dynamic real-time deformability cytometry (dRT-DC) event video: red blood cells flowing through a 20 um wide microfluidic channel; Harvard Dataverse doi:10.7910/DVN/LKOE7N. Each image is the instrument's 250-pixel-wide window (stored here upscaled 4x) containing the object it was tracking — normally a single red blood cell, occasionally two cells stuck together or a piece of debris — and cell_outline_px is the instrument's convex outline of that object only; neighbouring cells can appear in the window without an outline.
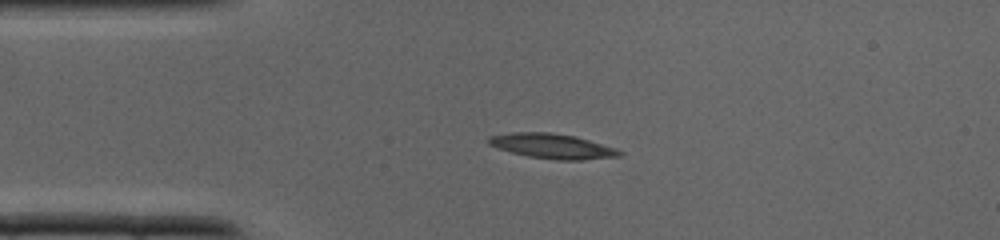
{"species": "common noctule bat (a hibernating species)", "species_latin": "Nyctalus noctula", "temperature_condition": "cold", "stored_images_in_passage": 30, "camera_frame_rate_fps": 3000, "um_per_image_px": 0.085, "animal": {"sex": "male", "body_mass_g": 19.0, "forearm_length_mm": 50.8}, "frame": {"image": 1, "passage_image": 1, "time_ms": 0.0, "image_size_px": [1000, 240], "cell_outline_px": [[624, 156], [584, 160], [556, 160], [528, 156], [496, 148], [488, 144], [488, 136], [512, 132], [548, 132], [576, 136], [616, 148], [624, 152]], "centroid_in_image_um": [46.98, 12.42], "position_along_channel_um": 38.0, "area_um2": 19.19}}
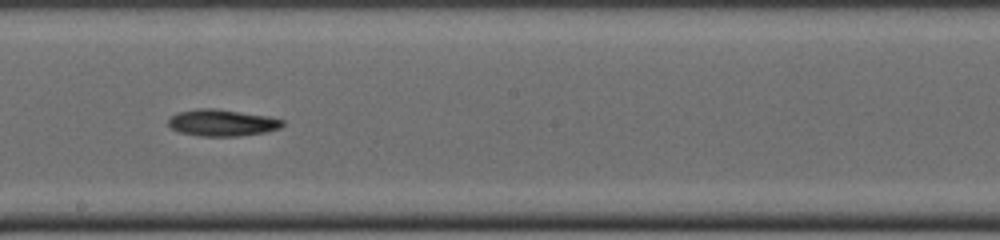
{"frame": {"image": 2, "passage_image": 13, "time_ms": 4.0, "image_size_px": [1000, 240], "cell_outline_px": [[284, 124], [280, 128], [264, 132], [240, 136], [200, 136], [180, 132], [172, 128], [168, 124], [168, 120], [176, 112], [196, 108], [212, 108], [268, 116], [284, 120]], "centroid_in_image_um": [18.86, 10.43], "position_along_channel_um": 229.3, "area_um2": 17.69}}
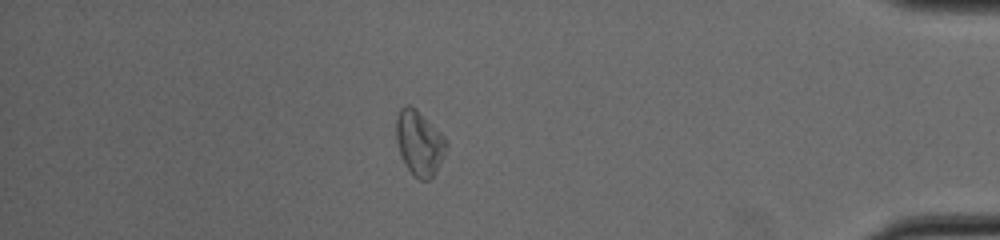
{"frame": {"image": 3, "passage_image": 25, "time_ms": 8.0, "image_size_px": [1000, 240], "cell_outline_px": [[448, 148], [432, 180], [420, 180], [412, 176], [404, 164], [396, 140], [396, 120], [400, 108], [404, 104], [408, 104], [416, 108], [440, 132], [448, 144]], "centroid_in_image_um": [35.64, 12.18], "position_along_channel_um": 399.6, "area_um2": 19.19}}